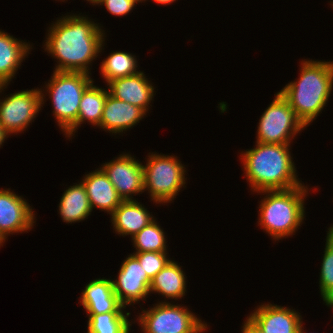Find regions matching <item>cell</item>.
<instances>
[{"instance_id":"6da1fadb","label":"cell","mask_w":333,"mask_h":333,"mask_svg":"<svg viewBox=\"0 0 333 333\" xmlns=\"http://www.w3.org/2000/svg\"><path fill=\"white\" fill-rule=\"evenodd\" d=\"M57 19L44 43L45 52L57 60L55 71L89 74L90 64L104 49L105 30L80 14Z\"/></svg>"},{"instance_id":"7a4b0ae2","label":"cell","mask_w":333,"mask_h":333,"mask_svg":"<svg viewBox=\"0 0 333 333\" xmlns=\"http://www.w3.org/2000/svg\"><path fill=\"white\" fill-rule=\"evenodd\" d=\"M290 152V144L256 142L254 148L242 152L244 174L253 192L285 190L302 185Z\"/></svg>"},{"instance_id":"3957f363","label":"cell","mask_w":333,"mask_h":333,"mask_svg":"<svg viewBox=\"0 0 333 333\" xmlns=\"http://www.w3.org/2000/svg\"><path fill=\"white\" fill-rule=\"evenodd\" d=\"M297 81L279 92L308 127L326 106L333 87V61L302 60Z\"/></svg>"},{"instance_id":"277c9868","label":"cell","mask_w":333,"mask_h":333,"mask_svg":"<svg viewBox=\"0 0 333 333\" xmlns=\"http://www.w3.org/2000/svg\"><path fill=\"white\" fill-rule=\"evenodd\" d=\"M308 186L285 190H265L259 205L258 225L268 233L272 240H281L294 235L305 218L304 199L308 196ZM266 195V196H265Z\"/></svg>"},{"instance_id":"5b68a950","label":"cell","mask_w":333,"mask_h":333,"mask_svg":"<svg viewBox=\"0 0 333 333\" xmlns=\"http://www.w3.org/2000/svg\"><path fill=\"white\" fill-rule=\"evenodd\" d=\"M90 75L91 73L54 70L51 79L44 87L45 92L44 89L40 88L42 105L44 104L45 96L48 94L53 105V115L64 134L77 122L82 95L94 82ZM43 92L47 93L44 94Z\"/></svg>"},{"instance_id":"8992f818","label":"cell","mask_w":333,"mask_h":333,"mask_svg":"<svg viewBox=\"0 0 333 333\" xmlns=\"http://www.w3.org/2000/svg\"><path fill=\"white\" fill-rule=\"evenodd\" d=\"M177 156L149 153L143 167L144 191L156 204L170 203L186 184V168Z\"/></svg>"},{"instance_id":"52a82bcc","label":"cell","mask_w":333,"mask_h":333,"mask_svg":"<svg viewBox=\"0 0 333 333\" xmlns=\"http://www.w3.org/2000/svg\"><path fill=\"white\" fill-rule=\"evenodd\" d=\"M137 320L143 333H200L207 326L188 308L167 301L144 309Z\"/></svg>"},{"instance_id":"ba28073f","label":"cell","mask_w":333,"mask_h":333,"mask_svg":"<svg viewBox=\"0 0 333 333\" xmlns=\"http://www.w3.org/2000/svg\"><path fill=\"white\" fill-rule=\"evenodd\" d=\"M258 124L256 142L264 144H290L306 128L280 92L275 94Z\"/></svg>"},{"instance_id":"9c48e42d","label":"cell","mask_w":333,"mask_h":333,"mask_svg":"<svg viewBox=\"0 0 333 333\" xmlns=\"http://www.w3.org/2000/svg\"><path fill=\"white\" fill-rule=\"evenodd\" d=\"M7 86L8 84L0 85V93ZM41 107L42 95L39 88L10 94L0 99V125L8 135L23 132L35 120Z\"/></svg>"},{"instance_id":"30bf717a","label":"cell","mask_w":333,"mask_h":333,"mask_svg":"<svg viewBox=\"0 0 333 333\" xmlns=\"http://www.w3.org/2000/svg\"><path fill=\"white\" fill-rule=\"evenodd\" d=\"M130 154H120L100 168L108 176L122 200H134L133 195L144 191L142 163Z\"/></svg>"},{"instance_id":"8fae6325","label":"cell","mask_w":333,"mask_h":333,"mask_svg":"<svg viewBox=\"0 0 333 333\" xmlns=\"http://www.w3.org/2000/svg\"><path fill=\"white\" fill-rule=\"evenodd\" d=\"M118 277L112 280V286L119 302L126 308L131 304L140 303L150 295L151 281L139 261L128 255L120 266Z\"/></svg>"},{"instance_id":"7c38bea8","label":"cell","mask_w":333,"mask_h":333,"mask_svg":"<svg viewBox=\"0 0 333 333\" xmlns=\"http://www.w3.org/2000/svg\"><path fill=\"white\" fill-rule=\"evenodd\" d=\"M36 217L32 207L9 189H0V236L32 230Z\"/></svg>"},{"instance_id":"4fadbf2b","label":"cell","mask_w":333,"mask_h":333,"mask_svg":"<svg viewBox=\"0 0 333 333\" xmlns=\"http://www.w3.org/2000/svg\"><path fill=\"white\" fill-rule=\"evenodd\" d=\"M264 333H297L303 324L294 309L276 304H261L248 316Z\"/></svg>"},{"instance_id":"5bb4252c","label":"cell","mask_w":333,"mask_h":333,"mask_svg":"<svg viewBox=\"0 0 333 333\" xmlns=\"http://www.w3.org/2000/svg\"><path fill=\"white\" fill-rule=\"evenodd\" d=\"M139 71L137 74L114 79L107 83L109 94L114 98L142 108L146 113L154 98V85Z\"/></svg>"},{"instance_id":"9a60e30c","label":"cell","mask_w":333,"mask_h":333,"mask_svg":"<svg viewBox=\"0 0 333 333\" xmlns=\"http://www.w3.org/2000/svg\"><path fill=\"white\" fill-rule=\"evenodd\" d=\"M146 114L142 108L116 99L108 93L98 127L116 135L133 128Z\"/></svg>"},{"instance_id":"2e32d148","label":"cell","mask_w":333,"mask_h":333,"mask_svg":"<svg viewBox=\"0 0 333 333\" xmlns=\"http://www.w3.org/2000/svg\"><path fill=\"white\" fill-rule=\"evenodd\" d=\"M79 298L80 305L87 314L127 312L114 293L111 279L98 278L90 281Z\"/></svg>"},{"instance_id":"e0dca14e","label":"cell","mask_w":333,"mask_h":333,"mask_svg":"<svg viewBox=\"0 0 333 333\" xmlns=\"http://www.w3.org/2000/svg\"><path fill=\"white\" fill-rule=\"evenodd\" d=\"M81 182L86 189L92 210L95 207L111 215L123 201L101 168L86 174Z\"/></svg>"},{"instance_id":"ac0fdd59","label":"cell","mask_w":333,"mask_h":333,"mask_svg":"<svg viewBox=\"0 0 333 333\" xmlns=\"http://www.w3.org/2000/svg\"><path fill=\"white\" fill-rule=\"evenodd\" d=\"M151 215L143 204L134 199L123 200L110 218L115 233L123 237L130 235L132 238L154 220Z\"/></svg>"},{"instance_id":"d6986e66","label":"cell","mask_w":333,"mask_h":333,"mask_svg":"<svg viewBox=\"0 0 333 333\" xmlns=\"http://www.w3.org/2000/svg\"><path fill=\"white\" fill-rule=\"evenodd\" d=\"M32 45L0 30V85L10 84Z\"/></svg>"},{"instance_id":"ffe728a7","label":"cell","mask_w":333,"mask_h":333,"mask_svg":"<svg viewBox=\"0 0 333 333\" xmlns=\"http://www.w3.org/2000/svg\"><path fill=\"white\" fill-rule=\"evenodd\" d=\"M182 267L170 260L151 280L150 293L161 294L164 299L178 300L185 296L186 275Z\"/></svg>"},{"instance_id":"44dd1931","label":"cell","mask_w":333,"mask_h":333,"mask_svg":"<svg viewBox=\"0 0 333 333\" xmlns=\"http://www.w3.org/2000/svg\"><path fill=\"white\" fill-rule=\"evenodd\" d=\"M108 93L109 90L97 87L92 83L82 95L77 122L64 135L69 139L72 138L78 126L86 121L93 126H99Z\"/></svg>"},{"instance_id":"7402d4cb","label":"cell","mask_w":333,"mask_h":333,"mask_svg":"<svg viewBox=\"0 0 333 333\" xmlns=\"http://www.w3.org/2000/svg\"><path fill=\"white\" fill-rule=\"evenodd\" d=\"M92 211L82 182L76 183L64 191L59 203V215L63 222L68 224L80 222L87 219Z\"/></svg>"},{"instance_id":"603a6c76","label":"cell","mask_w":333,"mask_h":333,"mask_svg":"<svg viewBox=\"0 0 333 333\" xmlns=\"http://www.w3.org/2000/svg\"><path fill=\"white\" fill-rule=\"evenodd\" d=\"M137 59L132 53L116 51L101 62L100 73L105 82L137 74Z\"/></svg>"},{"instance_id":"cb8c5ba5","label":"cell","mask_w":333,"mask_h":333,"mask_svg":"<svg viewBox=\"0 0 333 333\" xmlns=\"http://www.w3.org/2000/svg\"><path fill=\"white\" fill-rule=\"evenodd\" d=\"M87 333H130V312L87 314Z\"/></svg>"},{"instance_id":"d4e9b609","label":"cell","mask_w":333,"mask_h":333,"mask_svg":"<svg viewBox=\"0 0 333 333\" xmlns=\"http://www.w3.org/2000/svg\"><path fill=\"white\" fill-rule=\"evenodd\" d=\"M135 252H167L165 232L156 219L132 237Z\"/></svg>"},{"instance_id":"484cf974","label":"cell","mask_w":333,"mask_h":333,"mask_svg":"<svg viewBox=\"0 0 333 333\" xmlns=\"http://www.w3.org/2000/svg\"><path fill=\"white\" fill-rule=\"evenodd\" d=\"M319 278L320 294L327 303L333 297V228H328Z\"/></svg>"},{"instance_id":"4316f807","label":"cell","mask_w":333,"mask_h":333,"mask_svg":"<svg viewBox=\"0 0 333 333\" xmlns=\"http://www.w3.org/2000/svg\"><path fill=\"white\" fill-rule=\"evenodd\" d=\"M132 255L139 261L150 281L171 260L167 252H134Z\"/></svg>"},{"instance_id":"83f0119b","label":"cell","mask_w":333,"mask_h":333,"mask_svg":"<svg viewBox=\"0 0 333 333\" xmlns=\"http://www.w3.org/2000/svg\"><path fill=\"white\" fill-rule=\"evenodd\" d=\"M141 0H102L98 5H104L111 15H127Z\"/></svg>"},{"instance_id":"f1b7e54d","label":"cell","mask_w":333,"mask_h":333,"mask_svg":"<svg viewBox=\"0 0 333 333\" xmlns=\"http://www.w3.org/2000/svg\"><path fill=\"white\" fill-rule=\"evenodd\" d=\"M242 328V333H264L249 317H246Z\"/></svg>"},{"instance_id":"f546056e","label":"cell","mask_w":333,"mask_h":333,"mask_svg":"<svg viewBox=\"0 0 333 333\" xmlns=\"http://www.w3.org/2000/svg\"><path fill=\"white\" fill-rule=\"evenodd\" d=\"M8 134L4 131V129L0 125V147L3 145L5 139L8 138Z\"/></svg>"},{"instance_id":"4dcf8cb0","label":"cell","mask_w":333,"mask_h":333,"mask_svg":"<svg viewBox=\"0 0 333 333\" xmlns=\"http://www.w3.org/2000/svg\"><path fill=\"white\" fill-rule=\"evenodd\" d=\"M147 0H141V3L142 2H145ZM154 2H156L157 4H161V5H166V4H171L173 2H175L176 0H153Z\"/></svg>"},{"instance_id":"1f68e13d","label":"cell","mask_w":333,"mask_h":333,"mask_svg":"<svg viewBox=\"0 0 333 333\" xmlns=\"http://www.w3.org/2000/svg\"><path fill=\"white\" fill-rule=\"evenodd\" d=\"M89 3H92V5H98L102 0H87Z\"/></svg>"},{"instance_id":"d6a6232c","label":"cell","mask_w":333,"mask_h":333,"mask_svg":"<svg viewBox=\"0 0 333 333\" xmlns=\"http://www.w3.org/2000/svg\"><path fill=\"white\" fill-rule=\"evenodd\" d=\"M326 305L333 308V297L326 303Z\"/></svg>"},{"instance_id":"836d02e7","label":"cell","mask_w":333,"mask_h":333,"mask_svg":"<svg viewBox=\"0 0 333 333\" xmlns=\"http://www.w3.org/2000/svg\"><path fill=\"white\" fill-rule=\"evenodd\" d=\"M297 333H306V332L304 331L303 324L299 327Z\"/></svg>"},{"instance_id":"e575fe53","label":"cell","mask_w":333,"mask_h":333,"mask_svg":"<svg viewBox=\"0 0 333 333\" xmlns=\"http://www.w3.org/2000/svg\"><path fill=\"white\" fill-rule=\"evenodd\" d=\"M4 242H5V240L0 236V247L3 246Z\"/></svg>"},{"instance_id":"d590c367","label":"cell","mask_w":333,"mask_h":333,"mask_svg":"<svg viewBox=\"0 0 333 333\" xmlns=\"http://www.w3.org/2000/svg\"><path fill=\"white\" fill-rule=\"evenodd\" d=\"M206 328L208 329V327L206 326L200 333H203L206 330Z\"/></svg>"}]
</instances>
